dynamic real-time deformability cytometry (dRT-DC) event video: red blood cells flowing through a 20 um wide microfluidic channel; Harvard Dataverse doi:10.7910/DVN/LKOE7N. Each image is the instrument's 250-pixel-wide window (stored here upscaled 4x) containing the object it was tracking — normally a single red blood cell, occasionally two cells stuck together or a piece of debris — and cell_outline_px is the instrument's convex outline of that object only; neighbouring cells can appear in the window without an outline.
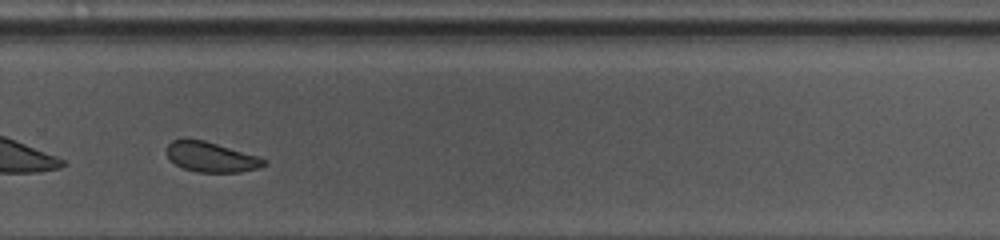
{"species": "common noctule bat (a hibernating species)", "species_latin": "Nyctalus noctula", "temperature_condition": "warm", "stored_images_in_passage": 26, "camera_frame_rate_fps": 3000, "um_per_image_px": 0.085, "animal": {"sex": "female", "body_mass_g": 10.0, "forearm_length_mm": 53.1}, "frame": {"image": 1, "passage_image": 19, "time_ms": 6.0, "image_size_px": [1000, 240], "cell_outline_px": [[268, 164], [260, 168], [240, 172], [196, 172], [184, 168], [176, 164], [164, 152], [164, 148], [172, 140], [204, 140], [260, 156], [268, 160]], "centroid_in_image_um": [17.99, 13.35], "position_along_channel_um": 311.8, "area_um2": 17.17}}